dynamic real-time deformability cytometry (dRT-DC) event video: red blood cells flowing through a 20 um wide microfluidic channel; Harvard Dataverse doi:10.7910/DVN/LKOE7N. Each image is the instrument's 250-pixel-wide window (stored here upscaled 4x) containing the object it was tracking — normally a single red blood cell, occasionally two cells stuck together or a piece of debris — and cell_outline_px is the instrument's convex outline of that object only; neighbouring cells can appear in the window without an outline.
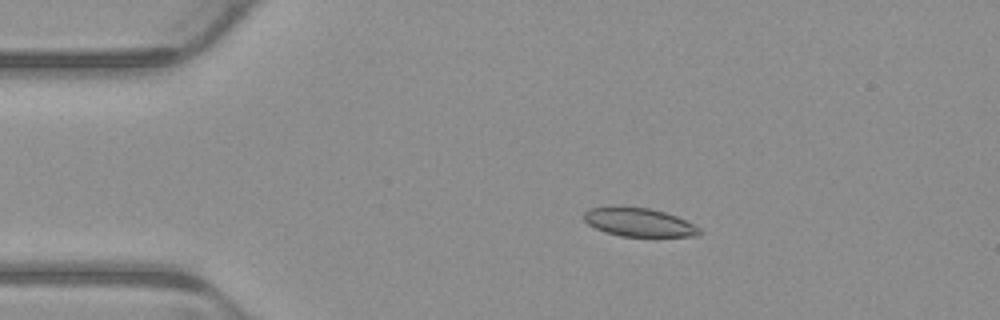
{"species": "common noctule bat (a hibernating species)", "species_latin": "Nyctalus noctula", "temperature_condition": "warm", "stored_images_in_passage": 3, "camera_frame_rate_fps": 3000, "um_per_image_px": 0.085, "animal": {"sex": "male", "body_mass_g": 23.1, "forearm_length_mm": 52.7}, "frame": {"image": 1, "passage_image": 3, "time_ms": 0.667, "image_size_px": [1000, 320], "cell_outline_px": [[700, 232], [696, 236], [620, 236], [604, 232], [588, 224], [584, 220], [584, 212], [588, 208], [612, 204], [620, 204], [648, 208], [664, 212], [676, 216], [700, 228]], "centroid_in_image_um": [54.2, 18.85], "position_along_channel_um": 30.8, "area_um2": 19.59}}